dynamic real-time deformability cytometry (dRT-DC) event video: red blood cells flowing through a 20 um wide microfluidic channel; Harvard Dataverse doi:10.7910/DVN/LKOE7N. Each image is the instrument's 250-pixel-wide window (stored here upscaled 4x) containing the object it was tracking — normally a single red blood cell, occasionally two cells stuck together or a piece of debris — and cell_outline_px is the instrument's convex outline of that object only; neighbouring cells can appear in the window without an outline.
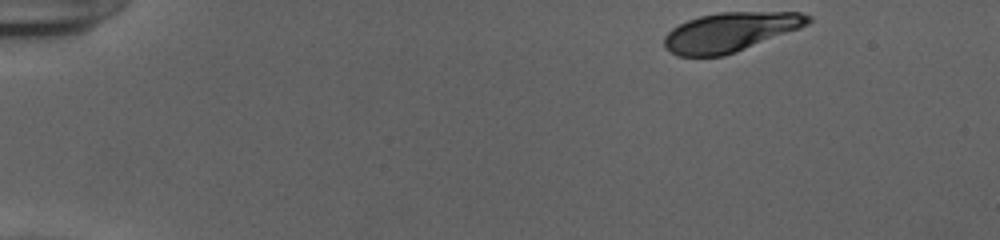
{"species": "human", "species_latin": "Homo sapiens", "temperature_condition": "cold", "stored_images_in_passage": 47, "camera_frame_rate_fps": 3000, "um_per_image_px": 0.085, "donor": {"sex": "female"}, "frame": {"image": 1, "passage_image": 1, "time_ms": 0.0, "image_size_px": [1000, 240], "cell_outline_px": [[812, 20], [808, 24], [800, 28], [736, 52], [724, 56], [676, 56], [664, 44], [664, 36], [672, 28], [688, 20], [700, 16], [720, 12], [800, 12], [812, 16]], "centroid_in_image_um": [62.09, 2.71], "position_along_channel_um": 22.9, "area_um2": 32.71}}
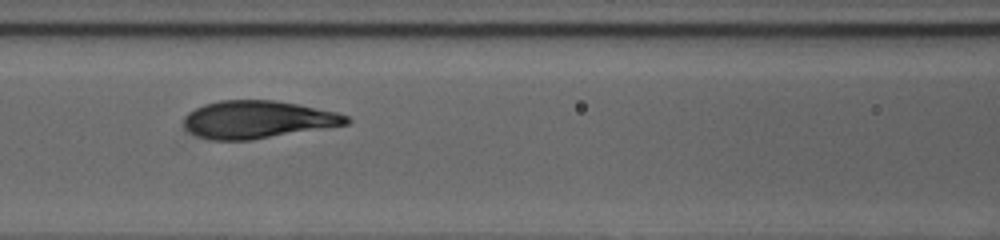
{"frame": {"image": 2, "passage_image": 19, "time_ms": 6.0, "image_size_px": [1000, 240], "cell_outline_px": [[352, 120], [348, 124], [252, 140], [212, 140], [196, 136], [184, 128], [184, 116], [188, 112], [204, 104], [220, 100], [272, 100], [296, 104], [336, 112], [348, 116]], "centroid_in_image_um": [21.87, 10.17], "position_along_channel_um": 144.7, "area_um2": 35.6}}
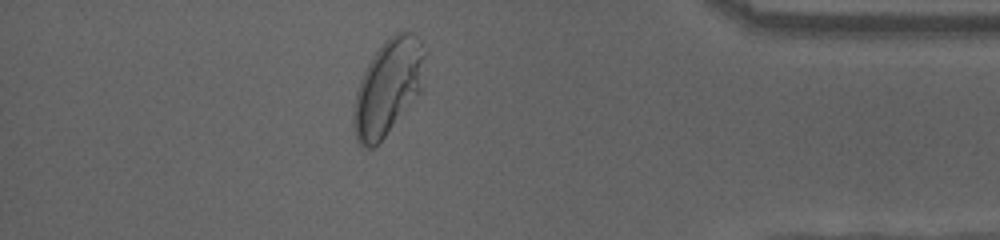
{"frame": {"image": 3, "passage_image": 41, "time_ms": 13.333, "image_size_px": [1000, 240], "cell_outline_px": [[428, 52], [424, 88], [384, 136], [372, 148], [364, 148], [356, 140], [352, 124], [352, 112], [356, 92], [360, 80], [372, 56], [388, 36], [396, 32], [412, 32], [420, 40]], "centroid_in_image_um": [33.03, 7.36], "position_along_channel_um": 402.2, "area_um2": 40.34}, "authors_computed_cell_mechanics": {"area_um2": 35.2002, "velocity_mm_per_s": 3.9087, "shape_relaxation_time_tau1_ms": 3.0354, "shape_relaxation_time_tau2_ms": null, "deformation_change_tau1": 0.1573, "deformation_change_tau2": null}}